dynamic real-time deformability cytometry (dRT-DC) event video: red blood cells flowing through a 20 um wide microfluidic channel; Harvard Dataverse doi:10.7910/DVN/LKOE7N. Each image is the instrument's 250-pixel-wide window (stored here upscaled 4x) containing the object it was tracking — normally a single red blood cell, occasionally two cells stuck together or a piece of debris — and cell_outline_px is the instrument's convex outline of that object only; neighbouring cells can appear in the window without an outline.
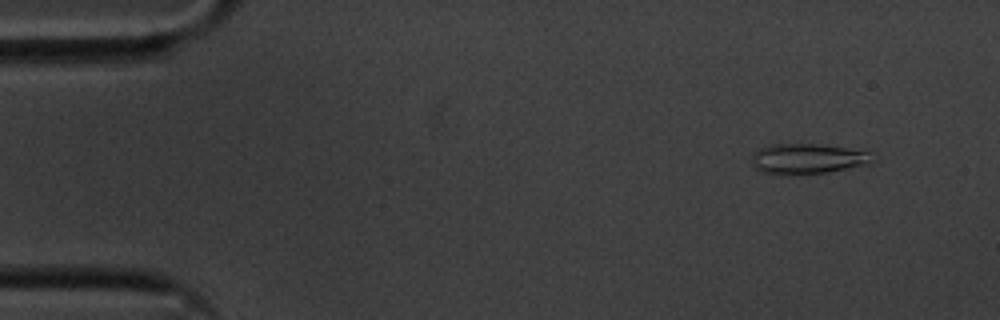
{"species": "common noctule bat (a hibernating species)", "species_latin": "Nyctalus noctula", "temperature_condition": "cold", "stored_images_in_passage": 56, "camera_frame_rate_fps": 3000, "um_per_image_px": 0.085, "animal": {"sex": "male", "body_mass_g": 20.1, "forearm_length_mm": 53.5}, "frame": {"image": 1, "passage_image": 5, "time_ms": 1.333, "image_size_px": [1000, 320], "cell_outline_px": [[868, 164], [824, 172], [788, 176], [764, 172], [756, 168], [752, 164], [752, 156], [760, 148], [772, 144], [820, 144], [868, 152]], "centroid_in_image_um": [68.52, 13.5], "position_along_channel_um": 16.5, "area_um2": 20.75}}
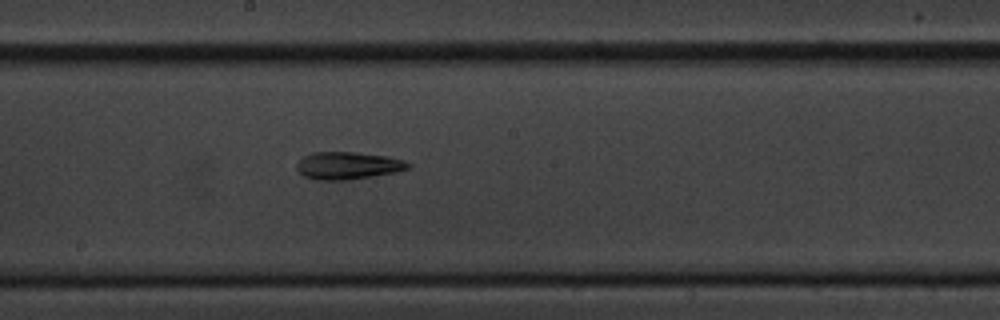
{"frame": {"image": 2, "passage_image": 30, "time_ms": 9.667, "image_size_px": [1000, 320], "cell_outline_px": [[412, 164], [408, 168], [396, 172], [348, 180], [316, 180], [304, 176], [296, 168], [296, 164], [304, 156], [312, 152], [356, 152], [388, 156], [404, 160]], "centroid_in_image_um": [29.57, 14.07], "position_along_channel_um": 218.6, "area_um2": 17.86}}
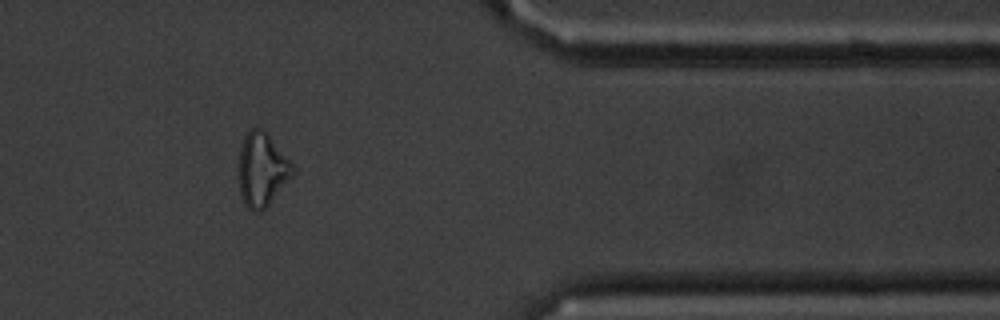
{"frame": {"image": 3, "passage_image": 46, "time_ms": 15.0, "image_size_px": [1000, 320], "cell_outline_px": [[296, 172], [268, 204], [260, 212], [252, 212], [244, 204], [240, 196], [236, 168], [240, 148], [244, 136], [252, 128], [260, 128], [268, 136], [296, 168]], "centroid_in_image_um": [22.21, 14.46], "position_along_channel_um": 389.2, "area_um2": 23.29}, "authors_computed_cell_mechanics": {"area_um2": 18.9584, "velocity_mm_per_s": 3.574, "shape_relaxation_time_tau1_ms": null, "shape_relaxation_time_tau2_ms": 4.6098, "deformation_change_tau1": null, "deformation_change_tau2": 0.1579}}